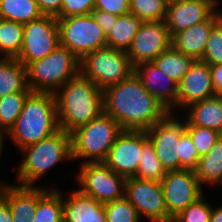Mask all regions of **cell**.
<instances>
[{"label":"cell","instance_id":"obj_1","mask_svg":"<svg viewBox=\"0 0 222 222\" xmlns=\"http://www.w3.org/2000/svg\"><path fill=\"white\" fill-rule=\"evenodd\" d=\"M103 104L104 113L122 130L146 131L170 112L147 91L134 72L103 90Z\"/></svg>","mask_w":222,"mask_h":222},{"label":"cell","instance_id":"obj_2","mask_svg":"<svg viewBox=\"0 0 222 222\" xmlns=\"http://www.w3.org/2000/svg\"><path fill=\"white\" fill-rule=\"evenodd\" d=\"M59 129L71 133L104 112L103 91L81 74L55 93Z\"/></svg>","mask_w":222,"mask_h":222},{"label":"cell","instance_id":"obj_3","mask_svg":"<svg viewBox=\"0 0 222 222\" xmlns=\"http://www.w3.org/2000/svg\"><path fill=\"white\" fill-rule=\"evenodd\" d=\"M59 130L54 93L31 92L8 132L18 149L37 143Z\"/></svg>","mask_w":222,"mask_h":222},{"label":"cell","instance_id":"obj_4","mask_svg":"<svg viewBox=\"0 0 222 222\" xmlns=\"http://www.w3.org/2000/svg\"><path fill=\"white\" fill-rule=\"evenodd\" d=\"M23 162L19 164L17 182L19 186L35 187L53 166L61 161H72L71 134L59 129L53 135L21 149Z\"/></svg>","mask_w":222,"mask_h":222},{"label":"cell","instance_id":"obj_5","mask_svg":"<svg viewBox=\"0 0 222 222\" xmlns=\"http://www.w3.org/2000/svg\"><path fill=\"white\" fill-rule=\"evenodd\" d=\"M26 70L32 92L55 93L80 74V60L73 52L59 45L46 57L30 62Z\"/></svg>","mask_w":222,"mask_h":222},{"label":"cell","instance_id":"obj_6","mask_svg":"<svg viewBox=\"0 0 222 222\" xmlns=\"http://www.w3.org/2000/svg\"><path fill=\"white\" fill-rule=\"evenodd\" d=\"M122 132L119 124L104 112L89 123L72 131V159L85 158L83 163L104 162L115 142Z\"/></svg>","mask_w":222,"mask_h":222},{"label":"cell","instance_id":"obj_7","mask_svg":"<svg viewBox=\"0 0 222 222\" xmlns=\"http://www.w3.org/2000/svg\"><path fill=\"white\" fill-rule=\"evenodd\" d=\"M134 72L126 51L103 47L86 54L80 60V74L94 82L102 91L118 84Z\"/></svg>","mask_w":222,"mask_h":222},{"label":"cell","instance_id":"obj_8","mask_svg":"<svg viewBox=\"0 0 222 222\" xmlns=\"http://www.w3.org/2000/svg\"><path fill=\"white\" fill-rule=\"evenodd\" d=\"M60 45L73 52L79 60L86 54L106 47V34L92 14L57 18Z\"/></svg>","mask_w":222,"mask_h":222},{"label":"cell","instance_id":"obj_9","mask_svg":"<svg viewBox=\"0 0 222 222\" xmlns=\"http://www.w3.org/2000/svg\"><path fill=\"white\" fill-rule=\"evenodd\" d=\"M77 175L78 190L102 204L124 197L126 179L104 162L82 163Z\"/></svg>","mask_w":222,"mask_h":222},{"label":"cell","instance_id":"obj_10","mask_svg":"<svg viewBox=\"0 0 222 222\" xmlns=\"http://www.w3.org/2000/svg\"><path fill=\"white\" fill-rule=\"evenodd\" d=\"M59 45L56 16L42 15L24 24L21 51L16 58L26 67L30 62L46 57Z\"/></svg>","mask_w":222,"mask_h":222},{"label":"cell","instance_id":"obj_11","mask_svg":"<svg viewBox=\"0 0 222 222\" xmlns=\"http://www.w3.org/2000/svg\"><path fill=\"white\" fill-rule=\"evenodd\" d=\"M124 197L136 208L140 218L145 216L149 222H172L165 205L161 182L127 178Z\"/></svg>","mask_w":222,"mask_h":222},{"label":"cell","instance_id":"obj_12","mask_svg":"<svg viewBox=\"0 0 222 222\" xmlns=\"http://www.w3.org/2000/svg\"><path fill=\"white\" fill-rule=\"evenodd\" d=\"M174 112L151 126L146 133L154 145L156 155L166 171L180 170V136L185 132V121H179Z\"/></svg>","mask_w":222,"mask_h":222},{"label":"cell","instance_id":"obj_13","mask_svg":"<svg viewBox=\"0 0 222 222\" xmlns=\"http://www.w3.org/2000/svg\"><path fill=\"white\" fill-rule=\"evenodd\" d=\"M161 186L172 219L204 194L194 170L189 169L167 171Z\"/></svg>","mask_w":222,"mask_h":222},{"label":"cell","instance_id":"obj_14","mask_svg":"<svg viewBox=\"0 0 222 222\" xmlns=\"http://www.w3.org/2000/svg\"><path fill=\"white\" fill-rule=\"evenodd\" d=\"M172 46V36L165 21L142 22L131 46L126 51L133 67L143 62H153Z\"/></svg>","mask_w":222,"mask_h":222},{"label":"cell","instance_id":"obj_15","mask_svg":"<svg viewBox=\"0 0 222 222\" xmlns=\"http://www.w3.org/2000/svg\"><path fill=\"white\" fill-rule=\"evenodd\" d=\"M148 140L146 131L122 130L116 137L104 163L125 179L134 177L143 145Z\"/></svg>","mask_w":222,"mask_h":222},{"label":"cell","instance_id":"obj_16","mask_svg":"<svg viewBox=\"0 0 222 222\" xmlns=\"http://www.w3.org/2000/svg\"><path fill=\"white\" fill-rule=\"evenodd\" d=\"M217 0H175L168 2L166 25L170 35L205 21L216 11Z\"/></svg>","mask_w":222,"mask_h":222},{"label":"cell","instance_id":"obj_17","mask_svg":"<svg viewBox=\"0 0 222 222\" xmlns=\"http://www.w3.org/2000/svg\"><path fill=\"white\" fill-rule=\"evenodd\" d=\"M214 95L209 65L195 61L178 84L177 108L184 110L190 104Z\"/></svg>","mask_w":222,"mask_h":222},{"label":"cell","instance_id":"obj_18","mask_svg":"<svg viewBox=\"0 0 222 222\" xmlns=\"http://www.w3.org/2000/svg\"><path fill=\"white\" fill-rule=\"evenodd\" d=\"M134 73L165 108L174 112L178 101V84L167 77L154 62H143L134 67Z\"/></svg>","mask_w":222,"mask_h":222},{"label":"cell","instance_id":"obj_19","mask_svg":"<svg viewBox=\"0 0 222 222\" xmlns=\"http://www.w3.org/2000/svg\"><path fill=\"white\" fill-rule=\"evenodd\" d=\"M222 18L216 11L210 18L183 29L172 36V46L183 54L201 61L212 27Z\"/></svg>","mask_w":222,"mask_h":222},{"label":"cell","instance_id":"obj_20","mask_svg":"<svg viewBox=\"0 0 222 222\" xmlns=\"http://www.w3.org/2000/svg\"><path fill=\"white\" fill-rule=\"evenodd\" d=\"M63 199V222H106L104 204L94 198L73 190Z\"/></svg>","mask_w":222,"mask_h":222},{"label":"cell","instance_id":"obj_21","mask_svg":"<svg viewBox=\"0 0 222 222\" xmlns=\"http://www.w3.org/2000/svg\"><path fill=\"white\" fill-rule=\"evenodd\" d=\"M186 120L191 125L206 127L222 135V106L216 95L190 104Z\"/></svg>","mask_w":222,"mask_h":222},{"label":"cell","instance_id":"obj_22","mask_svg":"<svg viewBox=\"0 0 222 222\" xmlns=\"http://www.w3.org/2000/svg\"><path fill=\"white\" fill-rule=\"evenodd\" d=\"M13 222H31L37 210V187L13 185L5 196Z\"/></svg>","mask_w":222,"mask_h":222},{"label":"cell","instance_id":"obj_23","mask_svg":"<svg viewBox=\"0 0 222 222\" xmlns=\"http://www.w3.org/2000/svg\"><path fill=\"white\" fill-rule=\"evenodd\" d=\"M15 92H32L26 67L17 58L0 57V98Z\"/></svg>","mask_w":222,"mask_h":222},{"label":"cell","instance_id":"obj_24","mask_svg":"<svg viewBox=\"0 0 222 222\" xmlns=\"http://www.w3.org/2000/svg\"><path fill=\"white\" fill-rule=\"evenodd\" d=\"M60 190L37 186V210L31 222H63V203Z\"/></svg>","mask_w":222,"mask_h":222},{"label":"cell","instance_id":"obj_25","mask_svg":"<svg viewBox=\"0 0 222 222\" xmlns=\"http://www.w3.org/2000/svg\"><path fill=\"white\" fill-rule=\"evenodd\" d=\"M194 172L201 186L222 184V136L200 157Z\"/></svg>","mask_w":222,"mask_h":222},{"label":"cell","instance_id":"obj_26","mask_svg":"<svg viewBox=\"0 0 222 222\" xmlns=\"http://www.w3.org/2000/svg\"><path fill=\"white\" fill-rule=\"evenodd\" d=\"M141 23L142 21L132 13L119 15L111 30L106 34L107 47L127 51Z\"/></svg>","mask_w":222,"mask_h":222},{"label":"cell","instance_id":"obj_27","mask_svg":"<svg viewBox=\"0 0 222 222\" xmlns=\"http://www.w3.org/2000/svg\"><path fill=\"white\" fill-rule=\"evenodd\" d=\"M153 62L167 77L179 84L195 60L171 46Z\"/></svg>","mask_w":222,"mask_h":222},{"label":"cell","instance_id":"obj_28","mask_svg":"<svg viewBox=\"0 0 222 222\" xmlns=\"http://www.w3.org/2000/svg\"><path fill=\"white\" fill-rule=\"evenodd\" d=\"M42 15L36 0H0L2 19L26 24Z\"/></svg>","mask_w":222,"mask_h":222},{"label":"cell","instance_id":"obj_29","mask_svg":"<svg viewBox=\"0 0 222 222\" xmlns=\"http://www.w3.org/2000/svg\"><path fill=\"white\" fill-rule=\"evenodd\" d=\"M24 24L0 18L1 57L16 58L23 42Z\"/></svg>","mask_w":222,"mask_h":222},{"label":"cell","instance_id":"obj_30","mask_svg":"<svg viewBox=\"0 0 222 222\" xmlns=\"http://www.w3.org/2000/svg\"><path fill=\"white\" fill-rule=\"evenodd\" d=\"M167 171L159 161L154 145L148 140L141 153L140 162L134 177L161 182Z\"/></svg>","mask_w":222,"mask_h":222},{"label":"cell","instance_id":"obj_31","mask_svg":"<svg viewBox=\"0 0 222 222\" xmlns=\"http://www.w3.org/2000/svg\"><path fill=\"white\" fill-rule=\"evenodd\" d=\"M31 92H15L0 98V128L10 131Z\"/></svg>","mask_w":222,"mask_h":222},{"label":"cell","instance_id":"obj_32","mask_svg":"<svg viewBox=\"0 0 222 222\" xmlns=\"http://www.w3.org/2000/svg\"><path fill=\"white\" fill-rule=\"evenodd\" d=\"M167 5V0H130L129 13L142 22L165 21Z\"/></svg>","mask_w":222,"mask_h":222},{"label":"cell","instance_id":"obj_33","mask_svg":"<svg viewBox=\"0 0 222 222\" xmlns=\"http://www.w3.org/2000/svg\"><path fill=\"white\" fill-rule=\"evenodd\" d=\"M106 222H140L136 208L125 198L104 204Z\"/></svg>","mask_w":222,"mask_h":222},{"label":"cell","instance_id":"obj_34","mask_svg":"<svg viewBox=\"0 0 222 222\" xmlns=\"http://www.w3.org/2000/svg\"><path fill=\"white\" fill-rule=\"evenodd\" d=\"M185 131L190 135L199 157L206 155L213 144L222 136L215 130L191 125L186 119Z\"/></svg>","mask_w":222,"mask_h":222},{"label":"cell","instance_id":"obj_35","mask_svg":"<svg viewBox=\"0 0 222 222\" xmlns=\"http://www.w3.org/2000/svg\"><path fill=\"white\" fill-rule=\"evenodd\" d=\"M209 66L222 64V18L212 27L201 59Z\"/></svg>","mask_w":222,"mask_h":222},{"label":"cell","instance_id":"obj_36","mask_svg":"<svg viewBox=\"0 0 222 222\" xmlns=\"http://www.w3.org/2000/svg\"><path fill=\"white\" fill-rule=\"evenodd\" d=\"M204 199L202 195L175 216L172 222H210L212 206Z\"/></svg>","mask_w":222,"mask_h":222},{"label":"cell","instance_id":"obj_37","mask_svg":"<svg viewBox=\"0 0 222 222\" xmlns=\"http://www.w3.org/2000/svg\"><path fill=\"white\" fill-rule=\"evenodd\" d=\"M180 170L189 169L194 170L200 159L197 149L195 148L190 135L185 131L180 136Z\"/></svg>","mask_w":222,"mask_h":222},{"label":"cell","instance_id":"obj_38","mask_svg":"<svg viewBox=\"0 0 222 222\" xmlns=\"http://www.w3.org/2000/svg\"><path fill=\"white\" fill-rule=\"evenodd\" d=\"M94 5L95 0H62L61 12L56 18L91 14Z\"/></svg>","mask_w":222,"mask_h":222},{"label":"cell","instance_id":"obj_39","mask_svg":"<svg viewBox=\"0 0 222 222\" xmlns=\"http://www.w3.org/2000/svg\"><path fill=\"white\" fill-rule=\"evenodd\" d=\"M130 0H95L94 9L119 16L129 13Z\"/></svg>","mask_w":222,"mask_h":222},{"label":"cell","instance_id":"obj_40","mask_svg":"<svg viewBox=\"0 0 222 222\" xmlns=\"http://www.w3.org/2000/svg\"><path fill=\"white\" fill-rule=\"evenodd\" d=\"M91 14L96 22L102 27V30L105 34L111 30L118 17L116 15L110 14L109 12L97 9H94Z\"/></svg>","mask_w":222,"mask_h":222},{"label":"cell","instance_id":"obj_41","mask_svg":"<svg viewBox=\"0 0 222 222\" xmlns=\"http://www.w3.org/2000/svg\"><path fill=\"white\" fill-rule=\"evenodd\" d=\"M43 15L57 16L61 12L62 0H36Z\"/></svg>","mask_w":222,"mask_h":222},{"label":"cell","instance_id":"obj_42","mask_svg":"<svg viewBox=\"0 0 222 222\" xmlns=\"http://www.w3.org/2000/svg\"><path fill=\"white\" fill-rule=\"evenodd\" d=\"M210 73L215 95L222 92V64L211 65Z\"/></svg>","mask_w":222,"mask_h":222},{"label":"cell","instance_id":"obj_43","mask_svg":"<svg viewBox=\"0 0 222 222\" xmlns=\"http://www.w3.org/2000/svg\"><path fill=\"white\" fill-rule=\"evenodd\" d=\"M0 222H13L9 204L6 200L0 203Z\"/></svg>","mask_w":222,"mask_h":222},{"label":"cell","instance_id":"obj_44","mask_svg":"<svg viewBox=\"0 0 222 222\" xmlns=\"http://www.w3.org/2000/svg\"><path fill=\"white\" fill-rule=\"evenodd\" d=\"M210 222H222V205L218 208L212 207Z\"/></svg>","mask_w":222,"mask_h":222},{"label":"cell","instance_id":"obj_45","mask_svg":"<svg viewBox=\"0 0 222 222\" xmlns=\"http://www.w3.org/2000/svg\"><path fill=\"white\" fill-rule=\"evenodd\" d=\"M12 185L0 182V203L5 200L6 192Z\"/></svg>","mask_w":222,"mask_h":222},{"label":"cell","instance_id":"obj_46","mask_svg":"<svg viewBox=\"0 0 222 222\" xmlns=\"http://www.w3.org/2000/svg\"><path fill=\"white\" fill-rule=\"evenodd\" d=\"M8 136V131L0 128V157H1V153L3 151V143H4V138Z\"/></svg>","mask_w":222,"mask_h":222},{"label":"cell","instance_id":"obj_47","mask_svg":"<svg viewBox=\"0 0 222 222\" xmlns=\"http://www.w3.org/2000/svg\"><path fill=\"white\" fill-rule=\"evenodd\" d=\"M216 96H217V98H218V100H219V102H220V104L222 106V92L216 94Z\"/></svg>","mask_w":222,"mask_h":222}]
</instances>
